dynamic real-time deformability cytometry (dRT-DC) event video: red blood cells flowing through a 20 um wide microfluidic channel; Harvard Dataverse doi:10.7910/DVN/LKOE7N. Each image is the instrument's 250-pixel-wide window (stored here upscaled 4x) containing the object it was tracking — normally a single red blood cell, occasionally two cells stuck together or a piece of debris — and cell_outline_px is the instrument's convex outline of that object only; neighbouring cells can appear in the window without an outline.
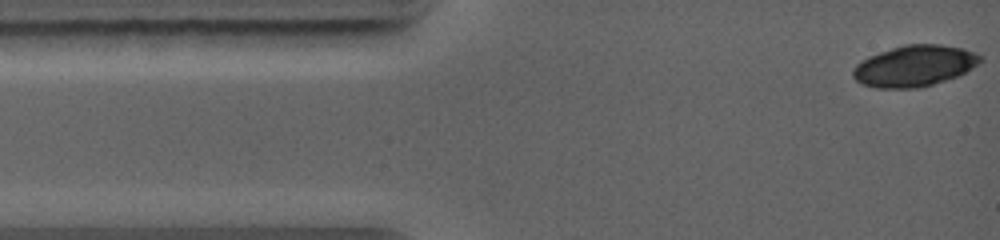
{"species": "common noctule bat (a hibernating species)", "species_latin": "Nyctalus noctula", "temperature_condition": "warm", "stored_images_in_passage": 4, "camera_frame_rate_fps": 5000, "um_per_image_px": 0.085, "animal": {"sex": "female", "body_mass_g": 19.0, "forearm_length_mm": 56.7}, "frame": {"image": 1, "passage_image": 1, "time_ms": 0.0, "image_size_px": [1000, 240], "cell_outline_px": [[984, 60], [972, 68], [956, 76], [920, 88], [876, 88], [860, 84], [852, 76], [852, 68], [860, 60], [868, 56], [904, 44], [940, 44], [964, 48], [976, 52]], "centroid_in_image_um": [77.7, 5.6], "position_along_channel_um": 7.3, "area_um2": 30.69}}